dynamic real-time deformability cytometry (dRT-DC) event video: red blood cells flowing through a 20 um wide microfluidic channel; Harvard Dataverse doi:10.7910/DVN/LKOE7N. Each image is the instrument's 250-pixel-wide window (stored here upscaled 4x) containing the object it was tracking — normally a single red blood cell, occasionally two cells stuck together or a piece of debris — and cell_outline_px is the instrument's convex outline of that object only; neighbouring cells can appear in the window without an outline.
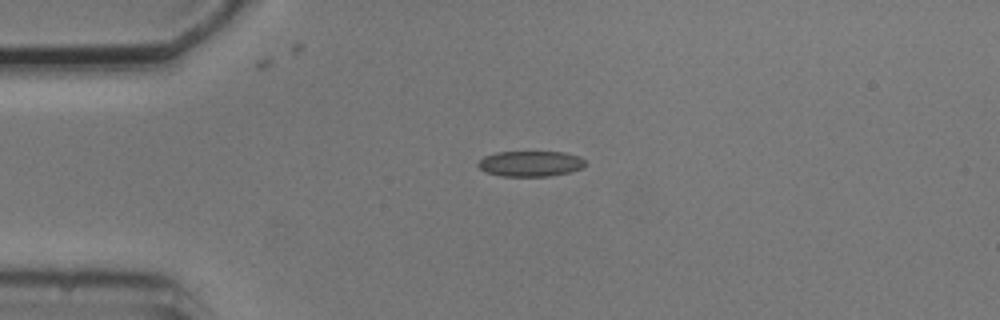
{"species": "common noctule bat (a hibernating species)", "species_latin": "Nyctalus noctula", "temperature_condition": "cold", "stored_images_in_passage": 4, "camera_frame_rate_fps": 3000, "um_per_image_px": 0.085, "animal": {"sex": "male", "body_mass_g": 20.5, "forearm_length_mm": 52.5}, "frame": {"image": 1, "passage_image": 4, "time_ms": 3.667, "image_size_px": [1000, 320], "cell_outline_px": [[584, 164], [580, 168], [568, 172], [548, 176], [500, 176], [484, 172], [476, 164], [484, 156], [496, 152], [564, 152], [580, 156], [584, 160]], "centroid_in_image_um": [45.03, 13.91], "position_along_channel_um": 40.0, "area_um2": 15.9}}